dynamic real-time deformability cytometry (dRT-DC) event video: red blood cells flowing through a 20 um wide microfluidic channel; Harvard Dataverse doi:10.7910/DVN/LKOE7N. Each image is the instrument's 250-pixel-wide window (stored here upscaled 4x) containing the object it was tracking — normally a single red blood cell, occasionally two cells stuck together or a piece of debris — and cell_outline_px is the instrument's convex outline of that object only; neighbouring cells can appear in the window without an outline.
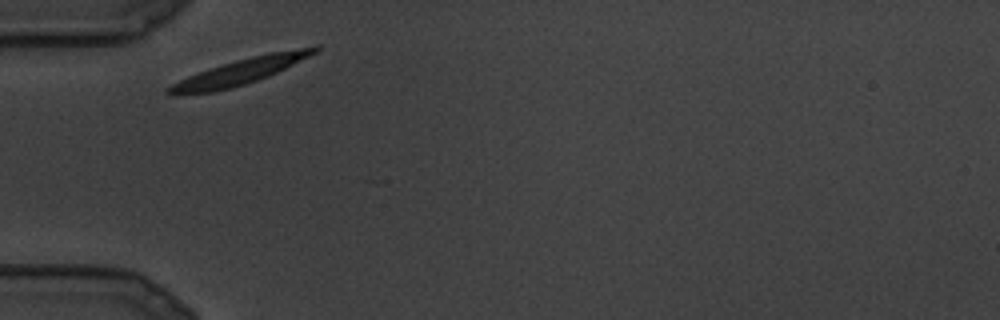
{"species": "common noctule bat (a hibernating species)", "species_latin": "Nyctalus noctula", "temperature_condition": "cold", "stored_images_in_passage": 3, "camera_frame_rate_fps": 3000, "um_per_image_px": 0.085, "animal": {"sex": "male", "body_mass_g": 19.5, "forearm_length_mm": 54.6}, "frame": {"image": 1, "passage_image": 1, "time_ms": 0.0, "image_size_px": [1000, 320], "cell_outline_px": [[320, 48], [316, 52], [268, 76], [232, 88], [212, 92], [180, 96], [164, 92], [164, 88], [188, 76], [236, 60], [252, 56], [272, 52], [316, 44], [320, 44]], "centroid_in_image_um": [20.37, 6.1], "position_along_channel_um": 64.6, "area_um2": 21.73}}